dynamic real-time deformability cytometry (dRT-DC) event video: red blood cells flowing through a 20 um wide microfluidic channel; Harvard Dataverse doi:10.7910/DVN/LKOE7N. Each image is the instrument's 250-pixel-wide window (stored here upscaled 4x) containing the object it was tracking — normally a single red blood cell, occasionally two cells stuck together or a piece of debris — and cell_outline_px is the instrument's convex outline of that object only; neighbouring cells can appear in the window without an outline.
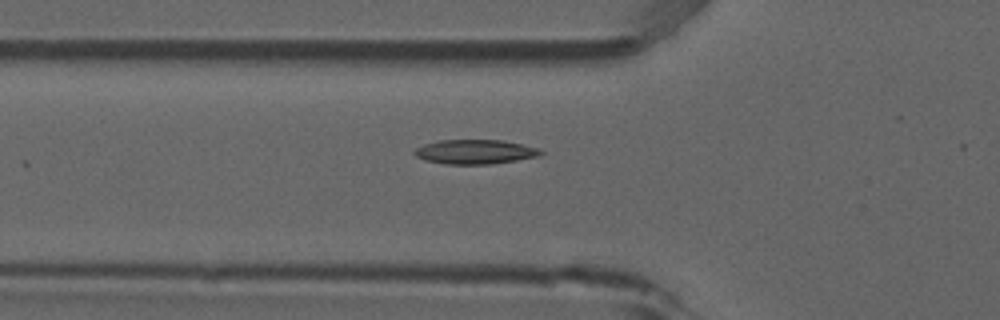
{"species": "common noctule bat (a hibernating species)", "species_latin": "Nyctalus noctula", "temperature_condition": "room temperature", "stored_images_in_passage": 3, "camera_frame_rate_fps": 3000, "um_per_image_px": 0.085, "animal": {"sex": "male", "forearm_length_mm": 52.5}, "frame": {"image": 1, "passage_image": 3, "time_ms": 0.667, "image_size_px": [1000, 320], "cell_outline_px": [[544, 152], [540, 156], [492, 164], [444, 164], [424, 160], [416, 156], [412, 152], [416, 148], [424, 144], [440, 140], [504, 140], [540, 148]], "centroid_in_image_um": [40.39, 12.9], "position_along_channel_um": 85.4, "area_um2": 18.09}}